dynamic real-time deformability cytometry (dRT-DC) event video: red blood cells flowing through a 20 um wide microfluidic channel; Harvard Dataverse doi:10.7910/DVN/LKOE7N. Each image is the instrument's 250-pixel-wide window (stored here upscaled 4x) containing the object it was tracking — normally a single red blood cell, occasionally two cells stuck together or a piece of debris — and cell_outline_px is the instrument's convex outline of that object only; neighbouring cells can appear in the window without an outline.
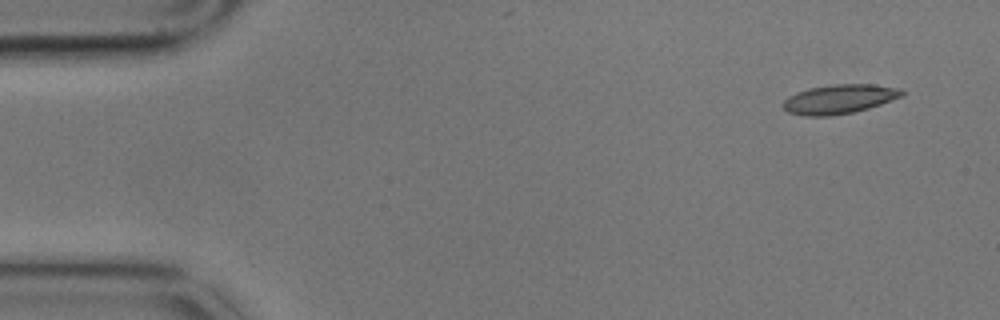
{"species": "common noctule bat (a hibernating species)", "species_latin": "Nyctalus noctula", "temperature_condition": "cold", "stored_images_in_passage": 14, "camera_frame_rate_fps": 3000, "um_per_image_px": 0.085, "animal": {"sex": "male", "body_mass_g": 17.9}, "frame": {"image": 1, "passage_image": 1, "time_ms": 0.0, "image_size_px": [1000, 320], "cell_outline_px": [[904, 96], [868, 108], [852, 112], [832, 116], [804, 116], [788, 112], [780, 104], [788, 96], [808, 88], [832, 84], [872, 84], [900, 88], [904, 92]], "centroid_in_image_um": [71.32, 8.42], "position_along_channel_um": 13.7, "area_um2": 20.35}}
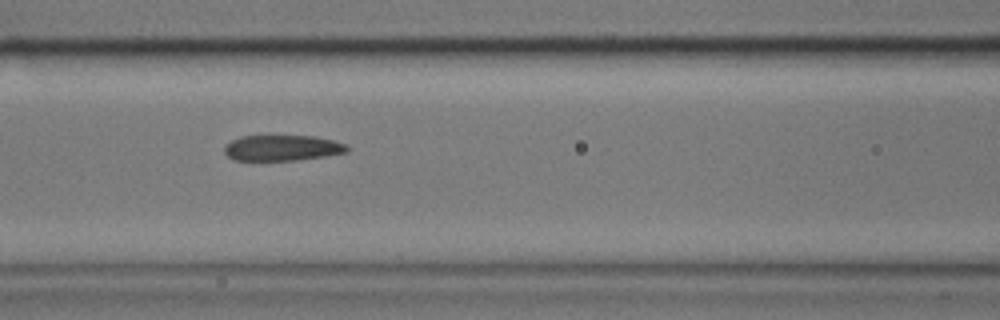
{"frame": {"image": 2, "passage_image": 6, "time_ms": 1.667, "image_size_px": [1000, 320], "cell_outline_px": [[348, 152], [324, 156], [296, 160], [232, 160], [224, 152], [224, 148], [232, 140], [240, 136], [312, 136], [332, 140], [348, 144]], "centroid_in_image_um": [24.0, 12.57], "position_along_channel_um": 142.6, "area_um2": 18.26}}
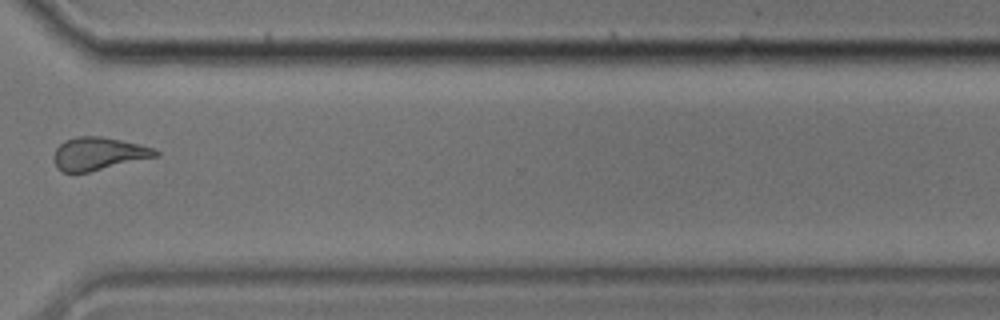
{"frame": {"image": 3, "passage_image": 11, "time_ms": 3.333, "image_size_px": [1000, 320], "cell_outline_px": [[160, 156], [88, 172], [60, 172], [56, 168], [52, 156], [56, 148], [64, 140], [76, 136], [104, 136], [140, 144], [152, 148], [160, 152]], "centroid_in_image_um": [8.35, 13.06], "position_along_channel_um": 362.2, "area_um2": 19.77}}